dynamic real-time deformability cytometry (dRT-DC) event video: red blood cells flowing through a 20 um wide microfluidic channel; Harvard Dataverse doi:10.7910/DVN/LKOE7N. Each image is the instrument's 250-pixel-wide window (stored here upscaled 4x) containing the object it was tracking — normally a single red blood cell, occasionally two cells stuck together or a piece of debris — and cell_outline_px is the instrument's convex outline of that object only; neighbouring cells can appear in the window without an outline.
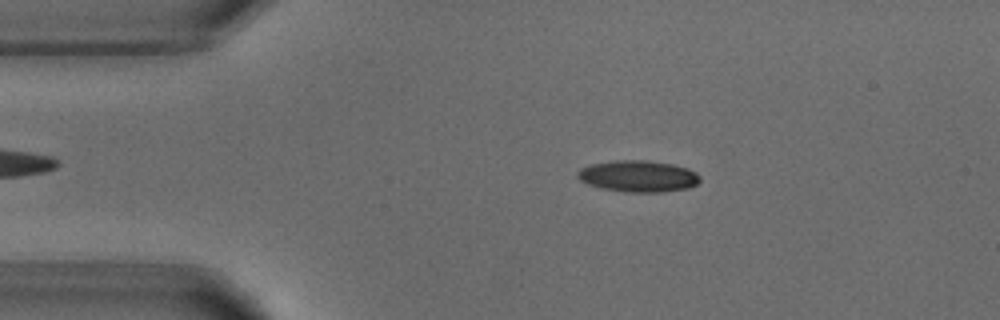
{"species": "common noctule bat (a hibernating species)", "species_latin": "Nyctalus noctula", "temperature_condition": "warm", "stored_images_in_passage": 3, "camera_frame_rate_fps": 3000, "um_per_image_px": 0.085, "animal": {"sex": "male", "body_mass_g": 18.8}, "frame": {"image": 1, "passage_image": 2, "time_ms": 1.0, "image_size_px": [1000, 320], "cell_outline_px": [[700, 180], [696, 184], [688, 188], [664, 192], [628, 192], [600, 188], [588, 184], [580, 180], [576, 176], [576, 172], [580, 168], [592, 164], [616, 160], [648, 160], [672, 164], [688, 168], [696, 172], [700, 176]], "centroid_in_image_um": [54.24, 14.97], "position_along_channel_um": 30.8, "area_um2": 22.6}}